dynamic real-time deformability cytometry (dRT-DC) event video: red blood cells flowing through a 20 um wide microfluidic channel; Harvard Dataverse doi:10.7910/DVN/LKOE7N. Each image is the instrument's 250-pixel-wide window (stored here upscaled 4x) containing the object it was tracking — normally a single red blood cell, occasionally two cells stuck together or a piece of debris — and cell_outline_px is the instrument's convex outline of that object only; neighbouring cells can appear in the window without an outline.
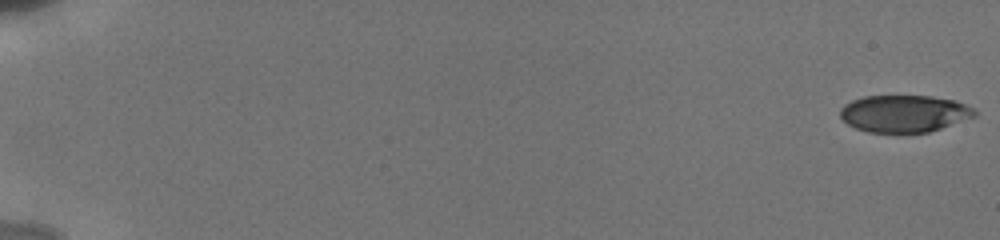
{"species": "human", "species_latin": "Homo sapiens", "temperature_condition": "cold", "stored_images_in_passage": 27, "camera_frame_rate_fps": 3000, "um_per_image_px": 0.085, "donor": {"sex": "male"}, "frame": {"image": 1, "passage_image": 1, "time_ms": 0.0, "image_size_px": [1000, 240], "cell_outline_px": [[976, 116], [928, 132], [868, 132], [856, 128], [848, 124], [840, 116], [840, 108], [844, 104], [852, 100], [864, 96], [932, 96], [956, 100], [976, 108]], "centroid_in_image_um": [76.87, 9.64], "position_along_channel_um": 8.1, "area_um2": 29.07}}
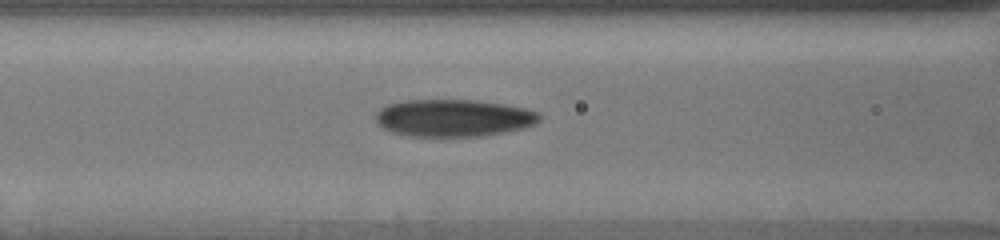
{"frame": {"image": 2, "passage_image": 24, "time_ms": 8.333, "image_size_px": [1000, 240], "cell_outline_px": [[540, 120], [536, 124], [524, 128], [504, 132], [480, 136], [408, 136], [392, 132], [376, 124], [376, 112], [380, 108], [388, 104], [404, 100], [476, 100], [504, 104], [524, 108], [540, 112]], "centroid_in_image_um": [38.55, 10.02], "position_along_channel_um": 128.1, "area_um2": 35.72}}
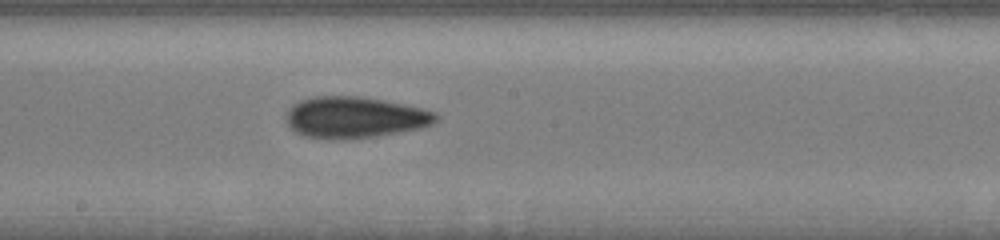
{"frame": {"image": 3, "passage_image": 27, "time_ms": 10.667, "image_size_px": [1000, 240], "cell_outline_px": [[440, 120], [432, 124], [420, 128], [376, 136], [304, 136], [296, 132], [288, 124], [284, 116], [288, 108], [292, 104], [300, 100], [316, 96], [360, 96], [384, 100], [404, 104], [436, 112], [440, 116]], "centroid_in_image_um": [30.19, 9.92], "position_along_channel_um": 218.0, "area_um2": 35.26}}